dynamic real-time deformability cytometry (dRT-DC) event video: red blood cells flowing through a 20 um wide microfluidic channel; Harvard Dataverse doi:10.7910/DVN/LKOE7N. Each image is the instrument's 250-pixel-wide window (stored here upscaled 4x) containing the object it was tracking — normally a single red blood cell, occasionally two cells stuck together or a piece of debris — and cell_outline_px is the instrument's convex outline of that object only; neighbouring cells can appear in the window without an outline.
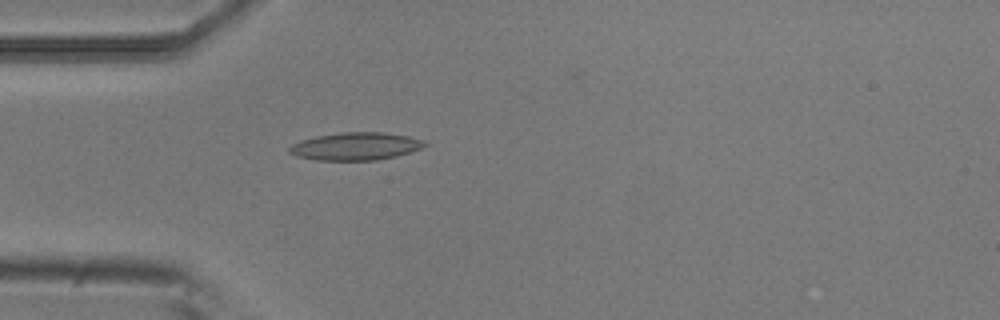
{"species": "common noctule bat (a hibernating species)", "species_latin": "Nyctalus noctula", "temperature_condition": "room temperature", "stored_images_in_passage": 5, "camera_frame_rate_fps": 3000, "um_per_image_px": 0.085, "animal": {"sex": "male", "body_mass_g": 20.5, "forearm_length_mm": 52.5}, "frame": {"image": 1, "passage_image": 5, "time_ms": 1.333, "image_size_px": [1000, 320], "cell_outline_px": [[428, 144], [420, 148], [396, 156], [376, 160], [316, 160], [296, 156], [288, 152], [288, 148], [292, 144], [300, 140], [316, 136], [340, 132], [384, 132], [408, 136], [420, 140]], "centroid_in_image_um": [30.17, 12.43], "position_along_channel_um": 54.8, "area_um2": 21.73}}